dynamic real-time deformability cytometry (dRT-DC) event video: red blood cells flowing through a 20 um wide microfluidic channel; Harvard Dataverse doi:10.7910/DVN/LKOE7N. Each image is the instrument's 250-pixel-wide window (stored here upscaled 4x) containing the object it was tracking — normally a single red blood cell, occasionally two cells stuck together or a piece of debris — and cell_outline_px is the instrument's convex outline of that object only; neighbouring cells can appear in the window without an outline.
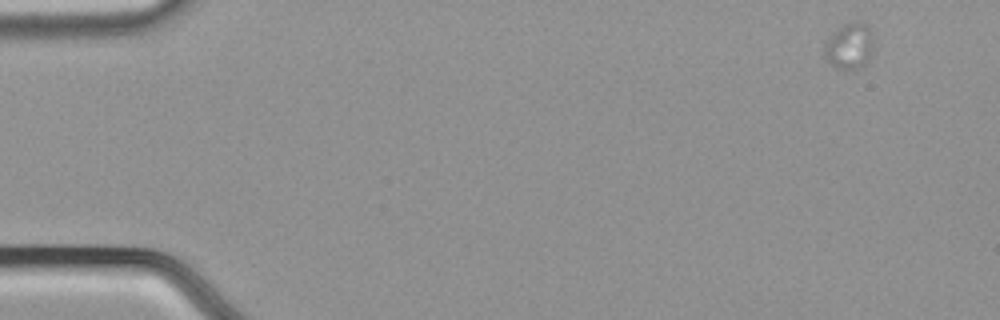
{"species": "common noctule bat (a hibernating species)", "species_latin": "Nyctalus noctula", "temperature_condition": "cold", "stored_images_in_passage": 23, "camera_frame_rate_fps": 3000, "um_per_image_px": 0.085, "animal": {"sex": "male", "body_mass_g": 21.5, "forearm_length_mm": 52.0}, "frame": {"image": 1, "passage_image": 1, "time_ms": 0.0, "image_size_px": [1000, 320], "cell_outline_px": [[872, 48], [868, 60], [864, 64], [852, 68], [840, 68], [832, 64], [824, 56], [824, 44], [828, 36], [844, 24], [856, 20], [860, 20], [868, 28], [872, 40]], "centroid_in_image_um": [72.16, 3.87], "position_along_channel_um": 12.8, "area_um2": 12.77}}